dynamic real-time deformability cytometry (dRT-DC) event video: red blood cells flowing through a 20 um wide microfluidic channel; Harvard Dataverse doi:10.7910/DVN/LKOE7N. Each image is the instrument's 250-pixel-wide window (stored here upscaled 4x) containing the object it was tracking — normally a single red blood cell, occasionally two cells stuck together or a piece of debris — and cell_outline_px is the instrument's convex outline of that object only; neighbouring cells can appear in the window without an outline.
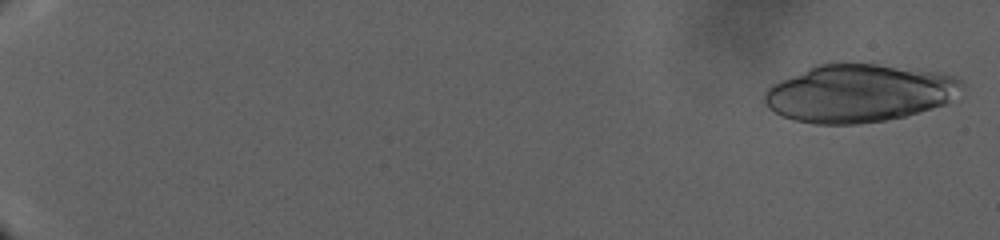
{"species": "human", "species_latin": "Homo sapiens", "temperature_condition": "warm", "stored_images_in_passage": 39, "camera_frame_rate_fps": 3000, "um_per_image_px": 0.085, "donor": {"sex": "male"}, "frame": {"image": 1, "passage_image": 1, "time_ms": 0.0, "image_size_px": [1000, 240], "cell_outline_px": [[964, 84], [944, 104], [932, 108], [904, 116], [884, 120], [856, 124], [816, 124], [792, 120], [768, 108], [764, 100], [764, 92], [772, 84], [780, 80], [816, 64], [876, 64], [936, 72], [956, 76], [964, 80]], "centroid_in_image_um": [72.98, 7.92], "position_along_channel_um": 12.0, "area_um2": 65.95}}
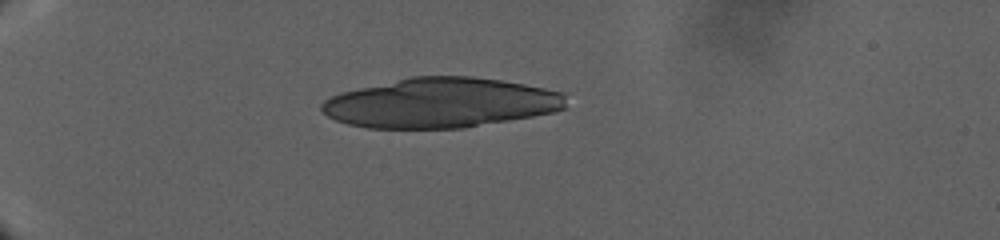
{"frame": {"image": 2, "passage_image": 27, "time_ms": 13.0, "image_size_px": [1000, 240], "cell_outline_px": [[564, 108], [552, 112], [532, 116], [464, 128], [368, 128], [348, 124], [336, 120], [328, 116], [320, 108], [320, 104], [324, 100], [340, 92], [412, 76], [472, 76], [500, 80], [524, 84], [564, 92]], "centroid_in_image_um": [37.43, 8.74], "position_along_channel_um": 47.6, "area_um2": 70.69}}